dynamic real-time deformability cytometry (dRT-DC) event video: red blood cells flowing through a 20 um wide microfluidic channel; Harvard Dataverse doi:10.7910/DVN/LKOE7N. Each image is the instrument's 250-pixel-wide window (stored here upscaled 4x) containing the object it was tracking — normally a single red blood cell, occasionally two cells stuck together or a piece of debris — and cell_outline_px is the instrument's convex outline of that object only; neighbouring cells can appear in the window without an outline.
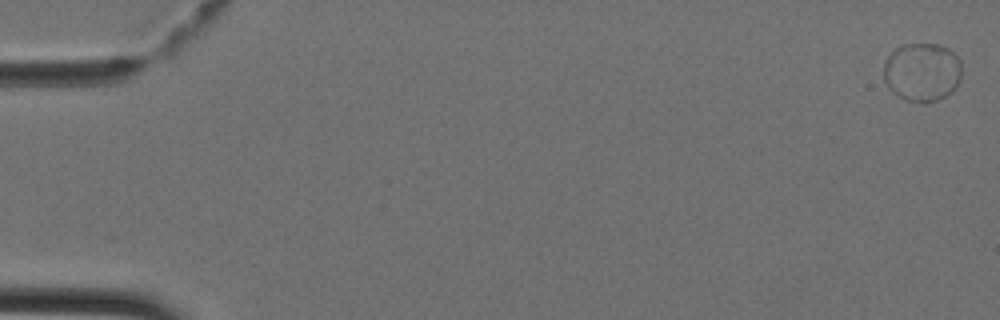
{"species": "Egyptian fruit bat (a non-hibernating species)", "species_latin": "Rousettus aegyptiacus", "temperature_condition": "cold", "stored_images_in_passage": 45, "camera_frame_rate_fps": 3000, "um_per_image_px": 0.085, "animal": {"sex": "female"}, "frame": {"image": 1, "passage_image": 1, "time_ms": 0.0, "image_size_px": [1000, 320], "cell_outline_px": [[960, 80], [956, 88], [952, 92], [936, 100], [904, 100], [896, 96], [888, 88], [884, 80], [884, 60], [896, 48], [904, 44], [936, 44], [948, 48], [960, 60]], "centroid_in_image_um": [78.35, 6.11], "position_along_channel_um": 6.6, "area_um2": 26.47}}
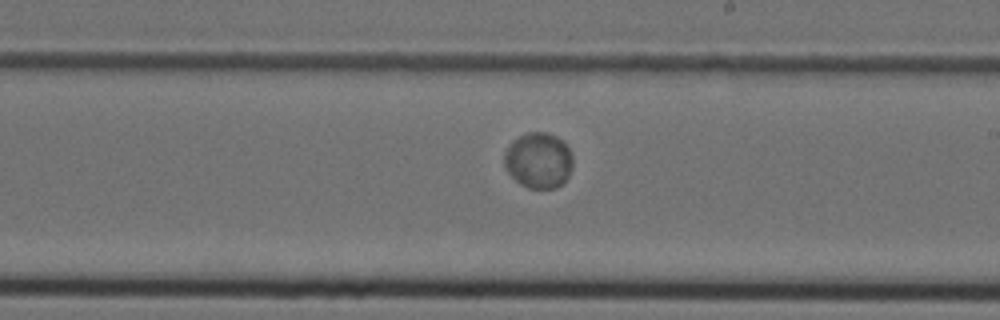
{"frame": {"image": 2, "passage_image": 27, "time_ms": 8.667, "image_size_px": [1000, 320], "cell_outline_px": [[572, 168], [568, 176], [556, 188], [528, 188], [520, 184], [508, 172], [504, 164], [504, 152], [508, 144], [512, 140], [528, 132], [544, 132], [556, 136], [568, 148], [572, 156]], "centroid_in_image_um": [45.74, 13.63], "position_along_channel_um": 243.3, "area_um2": 22.14}}
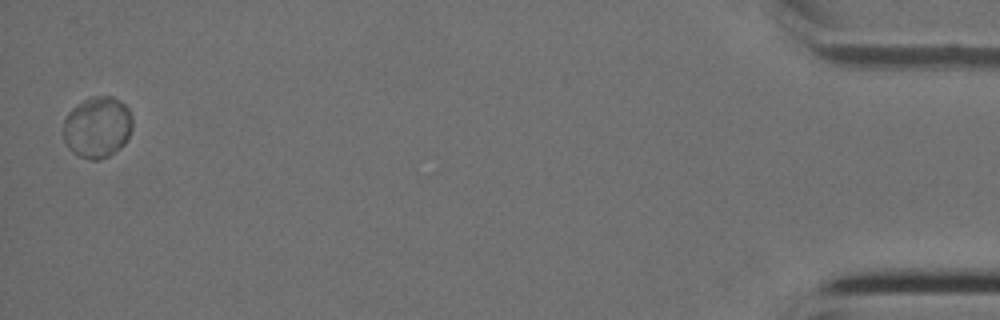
{"frame": {"image": 3, "passage_image": 45, "time_ms": 14.667, "image_size_px": [1000, 320], "cell_outline_px": [[132, 128], [124, 144], [120, 148], [108, 156], [100, 160], [88, 160], [72, 152], [68, 148], [64, 140], [64, 120], [68, 112], [76, 104], [92, 96], [112, 96], [120, 100], [128, 108], [132, 116]], "centroid_in_image_um": [8.27, 10.81], "position_along_channel_um": 426.9, "area_um2": 24.85}}